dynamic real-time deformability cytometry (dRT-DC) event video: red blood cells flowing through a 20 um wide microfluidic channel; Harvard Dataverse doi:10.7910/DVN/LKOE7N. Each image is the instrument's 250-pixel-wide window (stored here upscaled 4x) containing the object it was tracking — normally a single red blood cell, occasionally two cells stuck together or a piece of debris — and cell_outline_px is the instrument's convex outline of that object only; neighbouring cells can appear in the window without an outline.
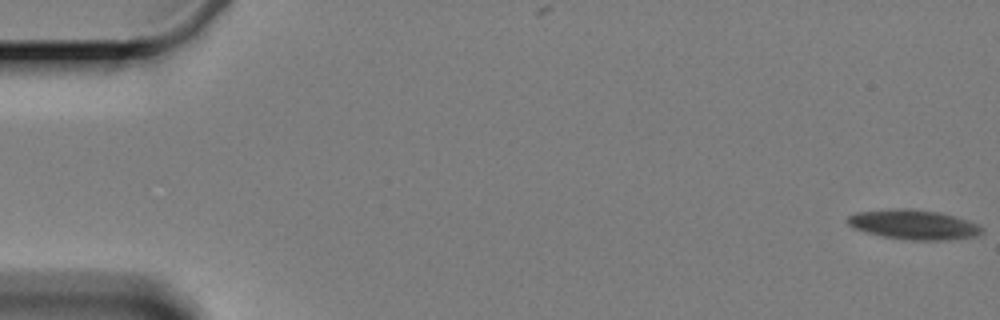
{"species": "Egyptian fruit bat (a non-hibernating species)", "species_latin": "Rousettus aegyptiacus", "temperature_condition": "cold", "stored_images_in_passage": 5, "camera_frame_rate_fps": 3000, "um_per_image_px": 0.085, "animal": {"sex": "female"}, "frame": {"image": 1, "passage_image": 1, "time_ms": 0.0, "image_size_px": [1000, 320], "cell_outline_px": [[980, 232], [972, 236], [948, 240], [908, 240], [884, 236], [868, 232], [856, 228], [848, 224], [848, 216], [856, 212], [940, 212], [956, 216], [968, 220], [976, 224], [980, 228]], "centroid_in_image_um": [77.71, 19.15], "position_along_channel_um": 7.3, "area_um2": 21.44}}
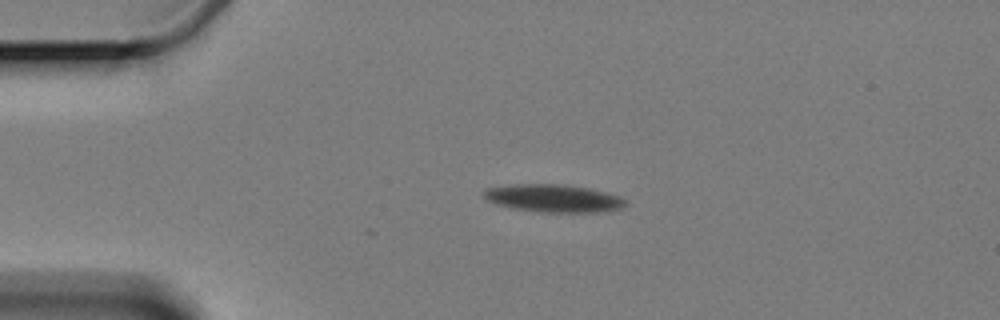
{"frame": {"image": 2, "passage_image": 4, "time_ms": 4.333, "image_size_px": [1000, 320], "cell_outline_px": [[628, 204], [620, 208], [596, 212], [540, 212], [508, 208], [496, 204], [488, 200], [484, 196], [484, 188], [508, 184], [564, 184], [588, 188], [620, 196]], "centroid_in_image_um": [46.98, 16.85], "position_along_channel_um": 38.0, "area_um2": 23.0}}